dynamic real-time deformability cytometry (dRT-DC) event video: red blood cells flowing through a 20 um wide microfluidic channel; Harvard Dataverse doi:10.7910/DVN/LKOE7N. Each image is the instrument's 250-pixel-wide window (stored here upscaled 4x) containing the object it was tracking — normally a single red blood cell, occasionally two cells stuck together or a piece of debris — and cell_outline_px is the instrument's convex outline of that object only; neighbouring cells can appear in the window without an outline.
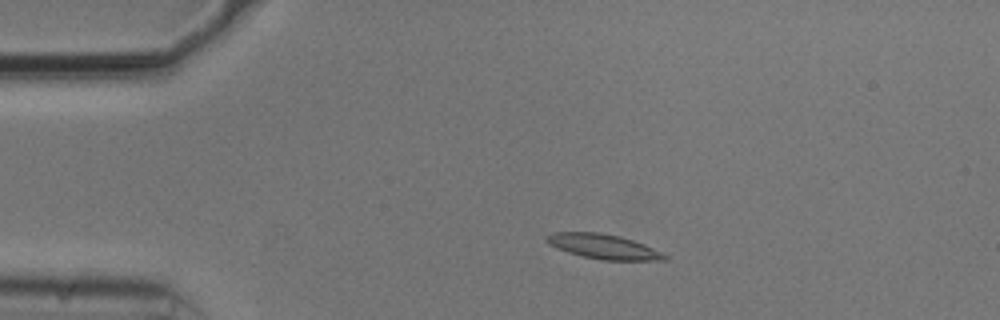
{"species": "common noctule bat (a hibernating species)", "species_latin": "Nyctalus noctula", "temperature_condition": "cold", "stored_images_in_passage": 13, "camera_frame_rate_fps": 3000, "um_per_image_px": 0.085, "animal": {"sex": "male", "body_mass_g": 20.5, "forearm_length_mm": 52.5}, "frame": {"image": 1, "passage_image": 8, "time_ms": 2.333, "image_size_px": [1000, 320], "cell_outline_px": [[668, 260], [600, 260], [568, 252], [556, 248], [548, 244], [544, 240], [544, 236], [552, 232], [600, 232], [620, 236], [644, 244], [668, 256]], "centroid_in_image_um": [51.23, 20.94], "position_along_channel_um": 33.8, "area_um2": 17.05}}